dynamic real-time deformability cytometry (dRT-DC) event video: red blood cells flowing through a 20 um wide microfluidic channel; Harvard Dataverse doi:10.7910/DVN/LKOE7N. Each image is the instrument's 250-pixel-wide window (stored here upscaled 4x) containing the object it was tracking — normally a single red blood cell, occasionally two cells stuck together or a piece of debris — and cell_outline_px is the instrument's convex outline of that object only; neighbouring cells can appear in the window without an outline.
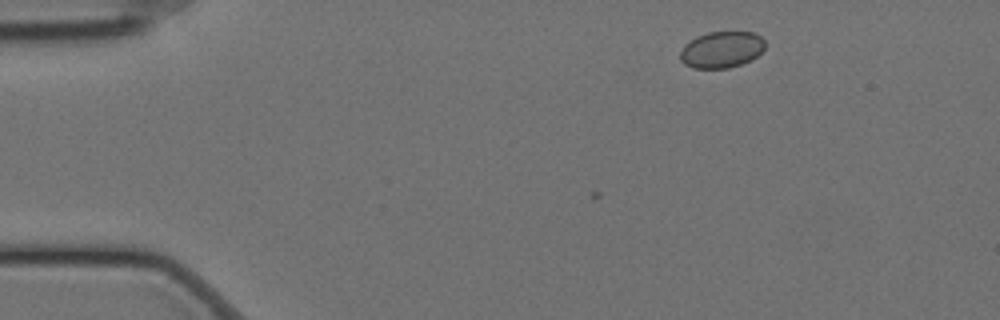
{"species": "Egyptian fruit bat (a non-hibernating species)", "species_latin": "Rousettus aegyptiacus", "temperature_condition": "cold", "stored_images_in_passage": 5, "camera_frame_rate_fps": 3000, "um_per_image_px": 0.085, "animal": {"sex": "female"}, "frame": {"image": 1, "passage_image": 5, "time_ms": 1.333, "image_size_px": [1000, 320], "cell_outline_px": [[764, 48], [752, 60], [728, 68], [692, 68], [684, 64], [680, 60], [680, 52], [684, 44], [696, 36], [708, 32], [752, 32], [760, 36], [764, 40]], "centroid_in_image_um": [61.3, 4.22], "position_along_channel_um": 23.7, "area_um2": 18.03}}